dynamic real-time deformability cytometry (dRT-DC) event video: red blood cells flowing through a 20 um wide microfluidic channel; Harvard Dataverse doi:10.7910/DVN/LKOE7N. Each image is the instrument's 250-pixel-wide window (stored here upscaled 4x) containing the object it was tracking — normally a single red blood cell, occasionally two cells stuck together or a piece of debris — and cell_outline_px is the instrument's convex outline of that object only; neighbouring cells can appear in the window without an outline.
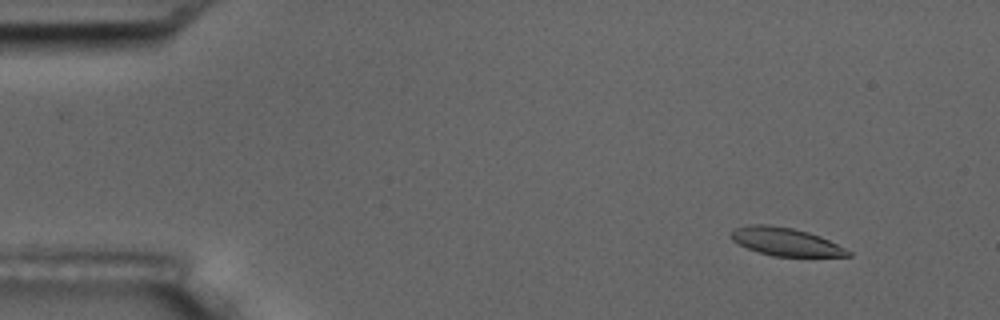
{"species": "common noctule bat (a hibernating species)", "species_latin": "Nyctalus noctula", "temperature_condition": "room temperature", "stored_images_in_passage": 4, "camera_frame_rate_fps": 3000, "um_per_image_px": 0.085, "animal": {"sex": "male", "body_mass_g": 17.5, "forearm_length_mm": 52.3}, "frame": {"image": 1, "passage_image": 1, "time_ms": 0.0, "image_size_px": [1000, 320], "cell_outline_px": [[852, 256], [772, 256], [748, 248], [732, 240], [732, 228], [752, 224], [768, 224], [792, 228], [808, 232], [820, 236], [852, 252]], "centroid_in_image_um": [66.77, 20.54], "position_along_channel_um": 18.2, "area_um2": 18.84}}
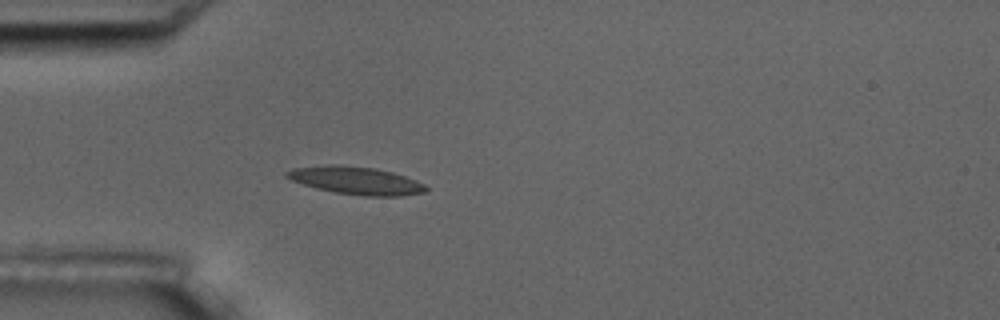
{"frame": {"image": 2, "passage_image": 4, "time_ms": 3.667, "image_size_px": [1000, 320], "cell_outline_px": [[428, 188], [424, 192], [400, 196], [364, 196], [336, 192], [316, 188], [292, 180], [284, 176], [284, 172], [292, 168], [328, 164], [336, 164], [372, 168], [392, 172], [416, 180], [424, 184]], "centroid_in_image_um": [30.23, 15.34], "position_along_channel_um": 54.8, "area_um2": 22.37}}